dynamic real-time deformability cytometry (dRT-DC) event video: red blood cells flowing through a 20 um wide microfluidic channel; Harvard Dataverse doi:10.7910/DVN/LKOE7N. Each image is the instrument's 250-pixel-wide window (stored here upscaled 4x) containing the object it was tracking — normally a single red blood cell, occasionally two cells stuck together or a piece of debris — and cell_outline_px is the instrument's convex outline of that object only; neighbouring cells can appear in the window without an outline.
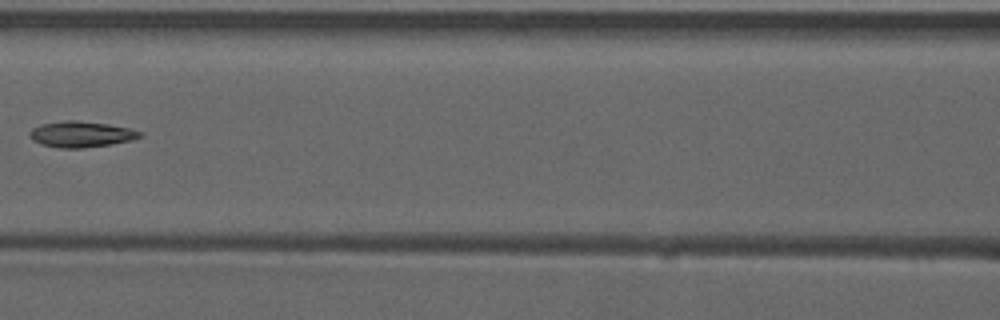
{"species": "common noctule bat (a hibernating species)", "species_latin": "Nyctalus noctula", "temperature_condition": "warm", "stored_images_in_passage": 4, "camera_frame_rate_fps": 3000, "um_per_image_px": 0.085, "animal": {"sex": "male", "forearm_length_mm": 52.5}, "frame": {"image": 1, "passage_image": 4, "time_ms": 1.0, "image_size_px": [1000, 320], "cell_outline_px": [[140, 136], [132, 140], [112, 144], [84, 148], [60, 148], [40, 144], [32, 140], [28, 136], [28, 132], [32, 128], [40, 124], [68, 120], [76, 120], [108, 124], [128, 128], [140, 132]], "centroid_in_image_um": [6.82, 11.41], "position_along_channel_um": 159.8, "area_um2": 16.65}}